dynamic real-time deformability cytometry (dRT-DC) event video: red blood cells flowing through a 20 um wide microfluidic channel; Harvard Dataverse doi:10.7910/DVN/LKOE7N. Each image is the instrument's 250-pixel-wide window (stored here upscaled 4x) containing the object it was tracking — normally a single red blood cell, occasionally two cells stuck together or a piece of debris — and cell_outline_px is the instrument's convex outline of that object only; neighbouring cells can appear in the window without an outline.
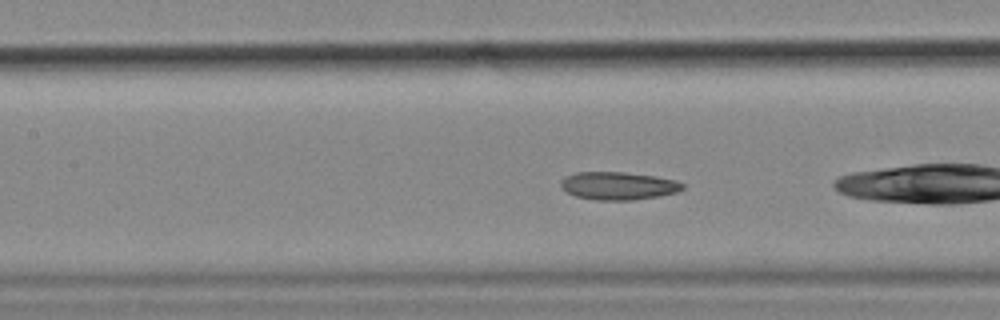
{"species": "common noctule bat (a hibernating species)", "species_latin": "Nyctalus noctula", "temperature_condition": "cold", "stored_images_in_passage": 48, "camera_frame_rate_fps": 3000, "um_per_image_px": 0.085, "animal": {"sex": "female", "body_mass_g": 18.4}, "frame": {"image": 1, "passage_image": 16, "time_ms": 5.0, "image_size_px": [1000, 320], "cell_outline_px": [[684, 188], [676, 192], [660, 196], [632, 200], [596, 200], [576, 196], [568, 192], [560, 184], [560, 180], [576, 172], [624, 172], [656, 176], [676, 180], [684, 184]], "centroid_in_image_um": [52.59, 15.79], "position_along_channel_um": 154.8, "area_um2": 19.71}, "authors_computed_cell_mechanics": {"area_um2": 19.7387, "velocity_mm_per_s": 3.5265, "shape_relaxation_time_tau1_ms": null, "shape_relaxation_time_tau2_ms": 3.5033, "deformation_change_tau1": null, "deformation_change_tau2": 0.0862}}